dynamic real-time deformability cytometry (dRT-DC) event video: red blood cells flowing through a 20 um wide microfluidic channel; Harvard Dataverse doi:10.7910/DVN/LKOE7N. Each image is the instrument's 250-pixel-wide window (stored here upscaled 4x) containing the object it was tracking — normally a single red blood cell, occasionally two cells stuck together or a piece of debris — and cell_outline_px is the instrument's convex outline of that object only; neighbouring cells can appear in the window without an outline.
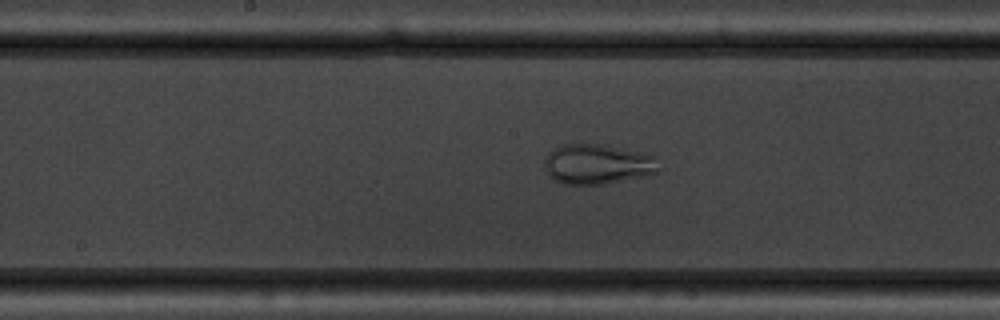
{"species": "common noctule bat (a hibernating species)", "species_latin": "Nyctalus noctula", "temperature_condition": "warm", "stored_images_in_passage": 56, "camera_frame_rate_fps": 3000, "um_per_image_px": 0.085, "animal": {"sex": "male", "body_mass_g": 19.5, "forearm_length_mm": 54.6}, "frame": {"image": 1, "passage_image": 30, "time_ms": 9.667, "image_size_px": [1000, 320], "cell_outline_px": [[656, 172], [640, 176], [604, 184], [564, 184], [548, 176], [544, 168], [544, 156], [548, 152], [560, 144], [600, 144], [636, 152], [652, 156], [656, 168]], "centroid_in_image_um": [50.62, 13.95], "position_along_channel_um": 197.6, "area_um2": 26.01}}
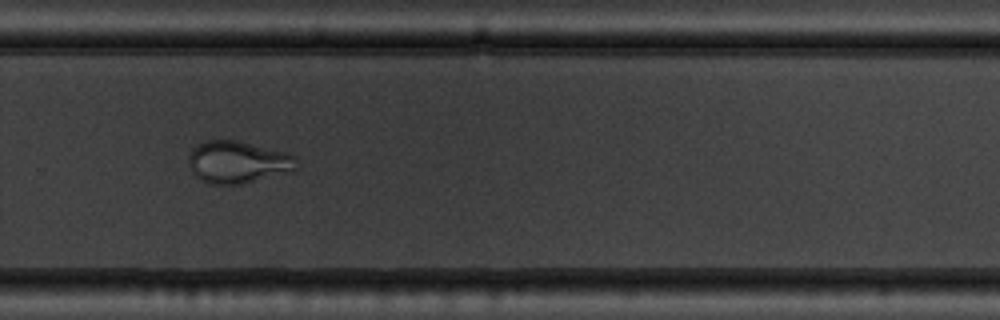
{"frame": {"image": 2, "passage_image": 39, "time_ms": 12.667, "image_size_px": [1000, 320], "cell_outline_px": [[296, 168], [292, 172], [240, 184], [208, 184], [196, 176], [192, 172], [188, 164], [188, 156], [192, 148], [196, 144], [208, 140], [236, 140], [284, 152], [296, 156]], "centroid_in_image_um": [20.18, 13.78], "position_along_channel_um": 309.6, "area_um2": 26.59}}
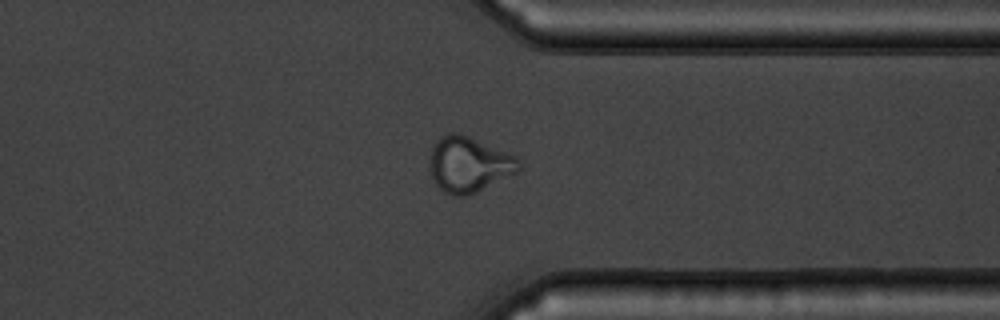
{"frame": {"image": 3, "passage_image": 44, "time_ms": 14.333, "image_size_px": [1000, 320], "cell_outline_px": [[520, 168], [516, 172], [468, 196], [452, 196], [444, 192], [436, 184], [432, 176], [428, 160], [432, 148], [436, 140], [440, 136], [448, 132], [456, 132], [468, 136], [516, 156], [520, 160]], "centroid_in_image_um": [39.81, 13.97], "position_along_channel_um": 371.6, "area_um2": 28.73}, "authors_computed_cell_mechanics": {"area_um2": 29.767, "velocity_mm_per_s": 3.7672, "shape_relaxation_time_tau1_ms": 5.454, "shape_relaxation_time_tau2_ms": 1.1293, "deformation_change_tau1": 0.1312, "deformation_change_tau2": 0.0601}}